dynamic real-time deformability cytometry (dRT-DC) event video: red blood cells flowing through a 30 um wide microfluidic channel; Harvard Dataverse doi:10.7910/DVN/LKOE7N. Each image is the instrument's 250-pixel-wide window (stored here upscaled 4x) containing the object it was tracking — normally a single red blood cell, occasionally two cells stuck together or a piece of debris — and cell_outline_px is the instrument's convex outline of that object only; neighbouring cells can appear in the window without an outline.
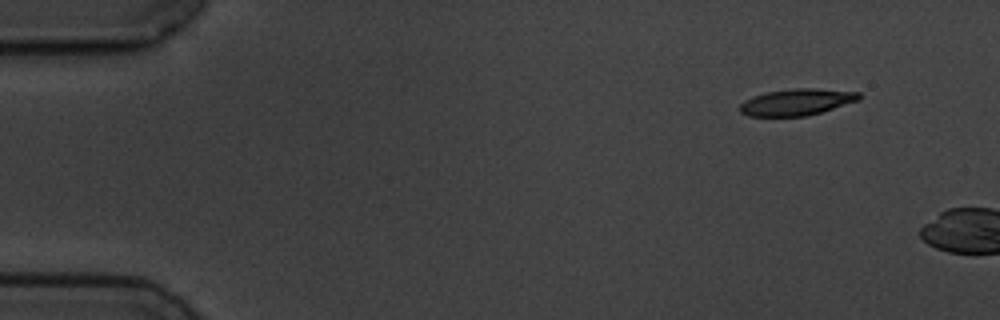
{"species": "common noctule bat (a hibernating species)", "species_latin": "Nyctalus noctula", "temperature_condition": "cold", "stored_images_in_passage": 2, "camera_frame_rate_fps": 3000, "um_per_image_px": 0.085, "animal": {"sex": "male", "body_mass_g": 19.5, "forearm_length_mm": 54.6}, "frame": {"image": 1, "passage_image": 1, "time_ms": 0.0, "image_size_px": [1000, 320], "cell_outline_px": [[860, 100], [820, 112], [804, 116], [748, 116], [740, 112], [740, 104], [744, 100], [752, 96], [768, 92], [792, 88], [816, 88], [860, 92]], "centroid_in_image_um": [67.71, 8.67], "position_along_channel_um": 17.3, "area_um2": 18.38}}